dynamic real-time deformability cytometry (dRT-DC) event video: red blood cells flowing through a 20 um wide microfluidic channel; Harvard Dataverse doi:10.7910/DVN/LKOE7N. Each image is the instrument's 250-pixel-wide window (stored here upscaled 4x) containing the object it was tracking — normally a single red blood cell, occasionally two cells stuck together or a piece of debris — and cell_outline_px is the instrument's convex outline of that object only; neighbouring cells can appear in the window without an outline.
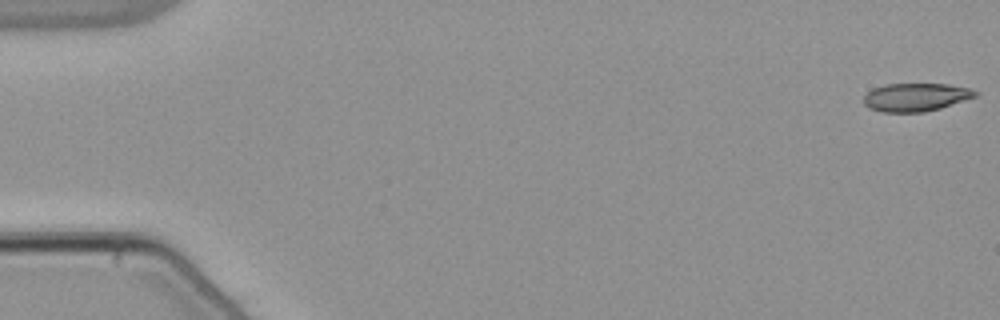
{"species": "common noctule bat (a hibernating species)", "species_latin": "Nyctalus noctula", "temperature_condition": "warm", "stored_images_in_passage": 54, "camera_frame_rate_fps": 3000, "um_per_image_px": 0.085, "animal": {"sex": "male", "body_mass_g": 21.5, "forearm_length_mm": 52.0}, "frame": {"image": 1, "passage_image": 1, "time_ms": 0.0, "image_size_px": [1000, 320], "cell_outline_px": [[980, 92], [976, 96], [940, 108], [924, 112], [884, 112], [868, 108], [864, 104], [864, 96], [872, 88], [884, 84], [948, 84], [968, 88]], "centroid_in_image_um": [77.81, 8.25], "position_along_channel_um": 7.2, "area_um2": 18.26}}
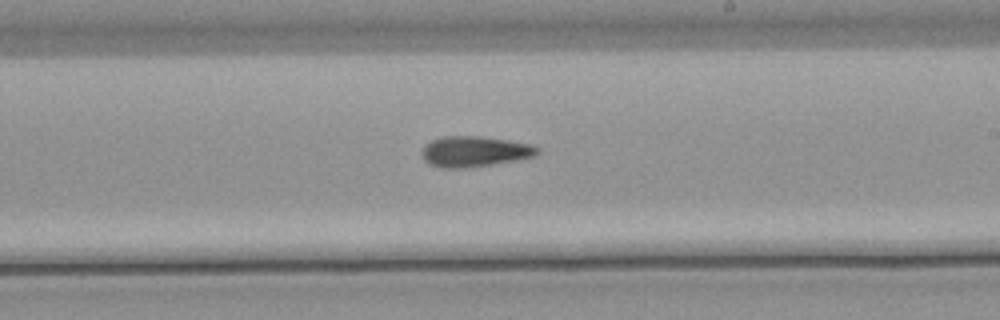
{"frame": {"image": 2, "passage_image": 32, "time_ms": 10.333, "image_size_px": [1000, 320], "cell_outline_px": [[540, 152], [536, 156], [516, 160], [492, 164], [464, 168], [440, 168], [428, 164], [424, 160], [420, 152], [424, 144], [440, 136], [480, 136], [532, 144], [540, 148]], "centroid_in_image_um": [40.31, 12.88], "position_along_channel_um": 248.7, "area_um2": 20.87}}
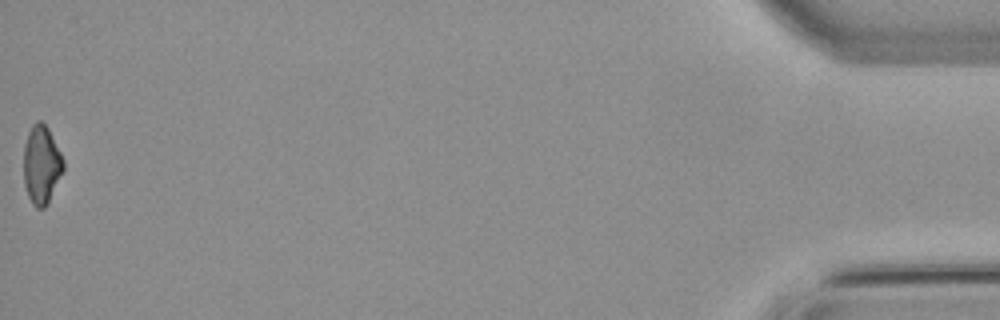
{"frame": {"image": 3, "passage_image": 54, "time_ms": 17.667, "image_size_px": [1000, 320], "cell_outline_px": [[64, 168], [44, 208], [36, 208], [32, 204], [28, 196], [24, 184], [24, 144], [28, 132], [32, 124], [36, 120], [40, 120], [48, 128], [64, 160]], "centroid_in_image_um": [3.5, 13.96], "position_along_channel_um": 431.7, "area_um2": 17.92}}